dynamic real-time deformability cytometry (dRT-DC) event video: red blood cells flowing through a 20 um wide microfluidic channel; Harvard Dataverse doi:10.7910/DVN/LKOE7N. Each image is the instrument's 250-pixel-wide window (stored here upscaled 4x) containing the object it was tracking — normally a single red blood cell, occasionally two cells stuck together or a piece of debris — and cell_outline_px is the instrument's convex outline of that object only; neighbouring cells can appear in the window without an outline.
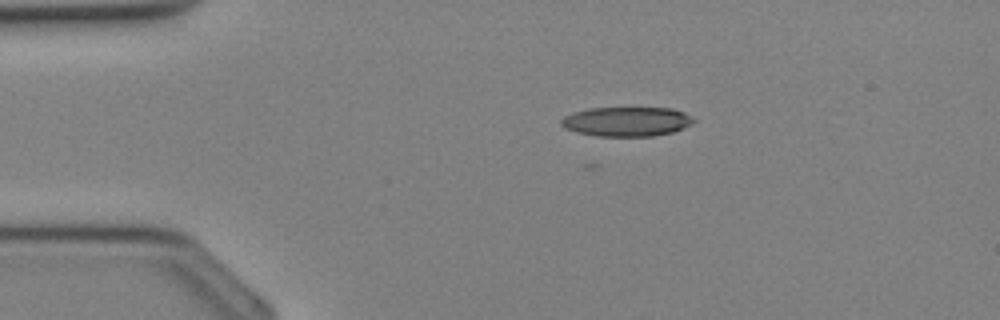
{"species": "Egyptian fruit bat (a non-hibernating species)", "species_latin": "Rousettus aegyptiacus", "temperature_condition": "cold", "stored_images_in_passage": 29, "camera_frame_rate_fps": 3000, "um_per_image_px": 0.085, "animal": {"sex": "female"}, "frame": {"image": 1, "passage_image": 1, "time_ms": 0.0, "image_size_px": [1000, 320], "cell_outline_px": [[696, 120], [692, 124], [672, 132], [652, 136], [596, 136], [576, 132], [564, 128], [560, 124], [560, 120], [564, 116], [588, 108], [672, 108], [684, 112], [692, 116]], "centroid_in_image_um": [53.27, 10.33], "position_along_channel_um": 31.7, "area_um2": 22.77}}
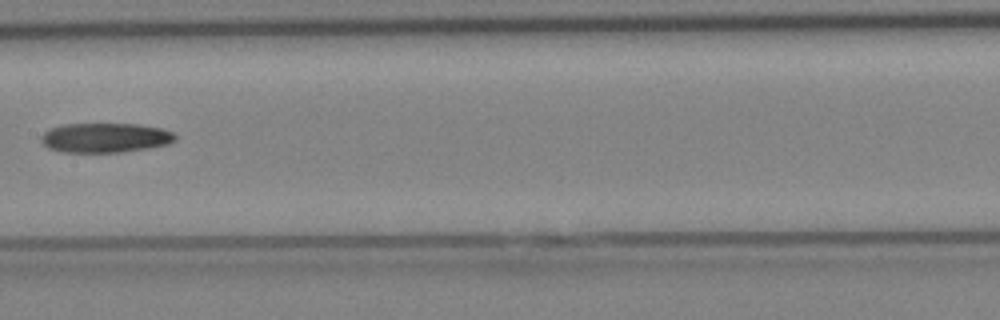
{"frame": {"image": 2, "passage_image": 12, "time_ms": 3.667, "image_size_px": [1000, 320], "cell_outline_px": [[176, 140], [168, 144], [148, 148], [124, 152], [64, 152], [48, 148], [40, 140], [40, 136], [44, 132], [52, 128], [64, 124], [136, 124], [160, 128], [172, 132], [176, 136]], "centroid_in_image_um": [8.94, 11.71], "position_along_channel_um": 198.5, "area_um2": 23.06}}
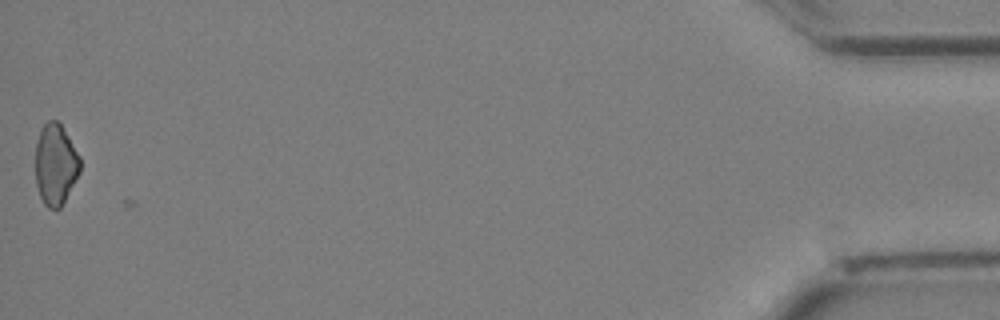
{"frame": {"image": 3, "passage_image": 29, "time_ms": 9.333, "image_size_px": [1000, 320], "cell_outline_px": [[80, 172], [60, 208], [48, 208], [44, 204], [40, 196], [36, 184], [36, 144], [40, 128], [48, 120], [56, 120], [60, 124], [68, 136], [80, 156]], "centroid_in_image_um": [4.71, 13.96], "position_along_channel_um": 430.5, "area_um2": 20.98}}